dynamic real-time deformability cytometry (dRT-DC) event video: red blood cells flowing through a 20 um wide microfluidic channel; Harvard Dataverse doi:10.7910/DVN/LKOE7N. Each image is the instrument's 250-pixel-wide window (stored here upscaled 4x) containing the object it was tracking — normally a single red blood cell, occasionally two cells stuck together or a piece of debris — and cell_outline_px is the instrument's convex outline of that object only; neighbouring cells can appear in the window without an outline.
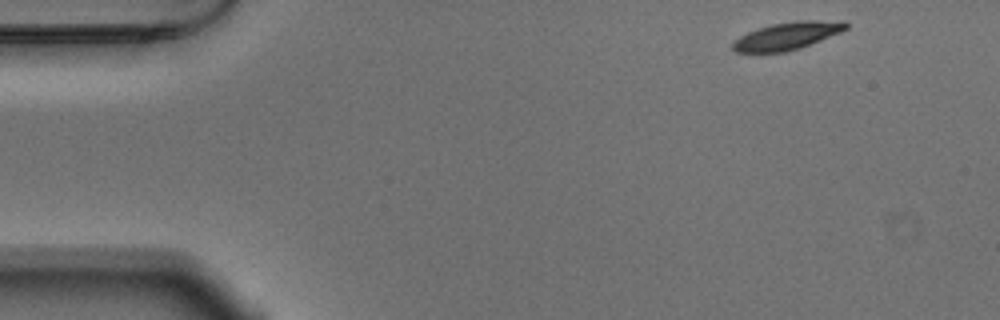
{"species": "Egyptian fruit bat (a non-hibernating species)", "species_latin": "Rousettus aegyptiacus", "temperature_condition": "warm", "stored_images_in_passage": 11, "camera_frame_rate_fps": 3000, "um_per_image_px": 0.085, "animal": {"sex": "male"}, "frame": {"image": 1, "passage_image": 1, "time_ms": 0.0, "image_size_px": [1000, 320], "cell_outline_px": [[848, 28], [840, 32], [800, 48], [784, 52], [736, 52], [732, 48], [732, 44], [740, 36], [748, 32], [772, 24], [796, 20], [844, 20], [848, 24]], "centroid_in_image_um": [66.95, 3.03], "position_along_channel_um": 18.0, "area_um2": 18.03}}
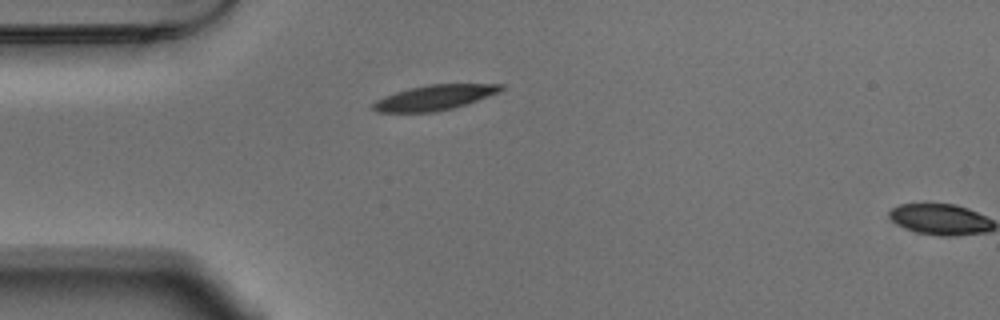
{"frame": {"image": 2, "passage_image": 10, "time_ms": 3.0, "image_size_px": [1000, 320], "cell_outline_px": [[504, 88], [500, 92], [452, 108], [432, 112], [376, 112], [372, 108], [372, 104], [376, 100], [384, 96], [408, 88], [428, 84], [504, 84]], "centroid_in_image_um": [36.9, 8.28], "position_along_channel_um": 48.1, "area_um2": 18.55}}